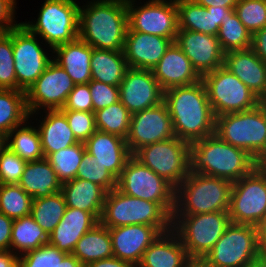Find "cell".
<instances>
[{"instance_id": "f5cc1de1", "label": "cell", "mask_w": 266, "mask_h": 267, "mask_svg": "<svg viewBox=\"0 0 266 267\" xmlns=\"http://www.w3.org/2000/svg\"><path fill=\"white\" fill-rule=\"evenodd\" d=\"M250 49L266 63V26L252 35Z\"/></svg>"}, {"instance_id": "ba28073f", "label": "cell", "mask_w": 266, "mask_h": 267, "mask_svg": "<svg viewBox=\"0 0 266 267\" xmlns=\"http://www.w3.org/2000/svg\"><path fill=\"white\" fill-rule=\"evenodd\" d=\"M201 80L215 117L249 110L261 103V99L224 66L203 75Z\"/></svg>"}, {"instance_id": "9a60e30c", "label": "cell", "mask_w": 266, "mask_h": 267, "mask_svg": "<svg viewBox=\"0 0 266 267\" xmlns=\"http://www.w3.org/2000/svg\"><path fill=\"white\" fill-rule=\"evenodd\" d=\"M75 83L69 74L54 60L25 92L29 115L41 107L47 110L62 109Z\"/></svg>"}, {"instance_id": "816d5d0a", "label": "cell", "mask_w": 266, "mask_h": 267, "mask_svg": "<svg viewBox=\"0 0 266 267\" xmlns=\"http://www.w3.org/2000/svg\"><path fill=\"white\" fill-rule=\"evenodd\" d=\"M14 220L0 213V250H11V233Z\"/></svg>"}, {"instance_id": "e0dca14e", "label": "cell", "mask_w": 266, "mask_h": 267, "mask_svg": "<svg viewBox=\"0 0 266 267\" xmlns=\"http://www.w3.org/2000/svg\"><path fill=\"white\" fill-rule=\"evenodd\" d=\"M174 137L176 136L172 119L168 107L163 101L156 106L132 114L126 142L133 155L146 145Z\"/></svg>"}, {"instance_id": "6da1fadb", "label": "cell", "mask_w": 266, "mask_h": 267, "mask_svg": "<svg viewBox=\"0 0 266 267\" xmlns=\"http://www.w3.org/2000/svg\"><path fill=\"white\" fill-rule=\"evenodd\" d=\"M163 101L177 138L190 144L215 133L216 117L202 80L165 90Z\"/></svg>"}, {"instance_id": "6f0895ef", "label": "cell", "mask_w": 266, "mask_h": 267, "mask_svg": "<svg viewBox=\"0 0 266 267\" xmlns=\"http://www.w3.org/2000/svg\"><path fill=\"white\" fill-rule=\"evenodd\" d=\"M258 248L261 254H266V216L256 226Z\"/></svg>"}, {"instance_id": "e7e4bbea", "label": "cell", "mask_w": 266, "mask_h": 267, "mask_svg": "<svg viewBox=\"0 0 266 267\" xmlns=\"http://www.w3.org/2000/svg\"><path fill=\"white\" fill-rule=\"evenodd\" d=\"M261 103L266 109V95L261 99Z\"/></svg>"}, {"instance_id": "6125c7cd", "label": "cell", "mask_w": 266, "mask_h": 267, "mask_svg": "<svg viewBox=\"0 0 266 267\" xmlns=\"http://www.w3.org/2000/svg\"><path fill=\"white\" fill-rule=\"evenodd\" d=\"M6 147V136L0 132V152Z\"/></svg>"}, {"instance_id": "1f68e13d", "label": "cell", "mask_w": 266, "mask_h": 267, "mask_svg": "<svg viewBox=\"0 0 266 267\" xmlns=\"http://www.w3.org/2000/svg\"><path fill=\"white\" fill-rule=\"evenodd\" d=\"M91 79L119 86L129 68L124 51L94 48L91 54Z\"/></svg>"}, {"instance_id": "277c9868", "label": "cell", "mask_w": 266, "mask_h": 267, "mask_svg": "<svg viewBox=\"0 0 266 267\" xmlns=\"http://www.w3.org/2000/svg\"><path fill=\"white\" fill-rule=\"evenodd\" d=\"M232 182L190 172L176 188L172 216L229 212Z\"/></svg>"}, {"instance_id": "83f0119b", "label": "cell", "mask_w": 266, "mask_h": 267, "mask_svg": "<svg viewBox=\"0 0 266 267\" xmlns=\"http://www.w3.org/2000/svg\"><path fill=\"white\" fill-rule=\"evenodd\" d=\"M93 49L78 37L55 47L53 50L58 57L54 61L69 74L75 84H87L92 80L90 62Z\"/></svg>"}, {"instance_id": "cb8c5ba5", "label": "cell", "mask_w": 266, "mask_h": 267, "mask_svg": "<svg viewBox=\"0 0 266 267\" xmlns=\"http://www.w3.org/2000/svg\"><path fill=\"white\" fill-rule=\"evenodd\" d=\"M86 151L117 179L127 160L132 156L126 139L96 130L85 142Z\"/></svg>"}, {"instance_id": "4fadbf2b", "label": "cell", "mask_w": 266, "mask_h": 267, "mask_svg": "<svg viewBox=\"0 0 266 267\" xmlns=\"http://www.w3.org/2000/svg\"><path fill=\"white\" fill-rule=\"evenodd\" d=\"M259 254L256 226L230 223L204 259L211 267H247Z\"/></svg>"}, {"instance_id": "7bdbcfd3", "label": "cell", "mask_w": 266, "mask_h": 267, "mask_svg": "<svg viewBox=\"0 0 266 267\" xmlns=\"http://www.w3.org/2000/svg\"><path fill=\"white\" fill-rule=\"evenodd\" d=\"M0 89L17 90L13 57V28L0 33Z\"/></svg>"}, {"instance_id": "2e32d148", "label": "cell", "mask_w": 266, "mask_h": 267, "mask_svg": "<svg viewBox=\"0 0 266 267\" xmlns=\"http://www.w3.org/2000/svg\"><path fill=\"white\" fill-rule=\"evenodd\" d=\"M35 38V35L22 23H18L13 28V57L17 90L24 92L29 89L52 61Z\"/></svg>"}, {"instance_id": "7c38bea8", "label": "cell", "mask_w": 266, "mask_h": 267, "mask_svg": "<svg viewBox=\"0 0 266 267\" xmlns=\"http://www.w3.org/2000/svg\"><path fill=\"white\" fill-rule=\"evenodd\" d=\"M229 216L231 223L251 226L266 216V169L257 165L232 183Z\"/></svg>"}, {"instance_id": "7dc6e473", "label": "cell", "mask_w": 266, "mask_h": 267, "mask_svg": "<svg viewBox=\"0 0 266 267\" xmlns=\"http://www.w3.org/2000/svg\"><path fill=\"white\" fill-rule=\"evenodd\" d=\"M26 161L5 147L0 152V184H18Z\"/></svg>"}, {"instance_id": "52a82bcc", "label": "cell", "mask_w": 266, "mask_h": 267, "mask_svg": "<svg viewBox=\"0 0 266 267\" xmlns=\"http://www.w3.org/2000/svg\"><path fill=\"white\" fill-rule=\"evenodd\" d=\"M230 223L229 212L225 211L172 216V230L180 238L188 257L204 258Z\"/></svg>"}, {"instance_id": "3957f363", "label": "cell", "mask_w": 266, "mask_h": 267, "mask_svg": "<svg viewBox=\"0 0 266 267\" xmlns=\"http://www.w3.org/2000/svg\"><path fill=\"white\" fill-rule=\"evenodd\" d=\"M79 38L93 48L123 51L128 30L126 0H97L79 8Z\"/></svg>"}, {"instance_id": "9c48e42d", "label": "cell", "mask_w": 266, "mask_h": 267, "mask_svg": "<svg viewBox=\"0 0 266 267\" xmlns=\"http://www.w3.org/2000/svg\"><path fill=\"white\" fill-rule=\"evenodd\" d=\"M117 188L126 195L158 203L172 217L176 188L133 156L117 179Z\"/></svg>"}, {"instance_id": "8d00e7d4", "label": "cell", "mask_w": 266, "mask_h": 267, "mask_svg": "<svg viewBox=\"0 0 266 267\" xmlns=\"http://www.w3.org/2000/svg\"><path fill=\"white\" fill-rule=\"evenodd\" d=\"M19 127L20 126L15 127L6 136V147L26 162L43 159L44 154L38 129L29 126H23L18 129ZM10 138H12V140ZM9 140H11V142Z\"/></svg>"}, {"instance_id": "11a10c76", "label": "cell", "mask_w": 266, "mask_h": 267, "mask_svg": "<svg viewBox=\"0 0 266 267\" xmlns=\"http://www.w3.org/2000/svg\"><path fill=\"white\" fill-rule=\"evenodd\" d=\"M12 250H0V267H18L19 256L18 253Z\"/></svg>"}, {"instance_id": "7a4b0ae2", "label": "cell", "mask_w": 266, "mask_h": 267, "mask_svg": "<svg viewBox=\"0 0 266 267\" xmlns=\"http://www.w3.org/2000/svg\"><path fill=\"white\" fill-rule=\"evenodd\" d=\"M190 172L223 178L232 183L257 165L244 149L230 145L215 133L189 144Z\"/></svg>"}, {"instance_id": "9f6ffc18", "label": "cell", "mask_w": 266, "mask_h": 267, "mask_svg": "<svg viewBox=\"0 0 266 267\" xmlns=\"http://www.w3.org/2000/svg\"><path fill=\"white\" fill-rule=\"evenodd\" d=\"M195 3L202 5L203 7H227L235 9L238 0H193Z\"/></svg>"}, {"instance_id": "d4e9b609", "label": "cell", "mask_w": 266, "mask_h": 267, "mask_svg": "<svg viewBox=\"0 0 266 267\" xmlns=\"http://www.w3.org/2000/svg\"><path fill=\"white\" fill-rule=\"evenodd\" d=\"M223 66L260 99L266 95V63L251 49L225 53Z\"/></svg>"}, {"instance_id": "44dd1931", "label": "cell", "mask_w": 266, "mask_h": 267, "mask_svg": "<svg viewBox=\"0 0 266 267\" xmlns=\"http://www.w3.org/2000/svg\"><path fill=\"white\" fill-rule=\"evenodd\" d=\"M173 41L162 36L127 30L124 55L130 68L152 70Z\"/></svg>"}, {"instance_id": "db71d44e", "label": "cell", "mask_w": 266, "mask_h": 267, "mask_svg": "<svg viewBox=\"0 0 266 267\" xmlns=\"http://www.w3.org/2000/svg\"><path fill=\"white\" fill-rule=\"evenodd\" d=\"M85 267H136L133 264L123 261L116 257H110L106 259H101L92 263H89Z\"/></svg>"}, {"instance_id": "be15d7a7", "label": "cell", "mask_w": 266, "mask_h": 267, "mask_svg": "<svg viewBox=\"0 0 266 267\" xmlns=\"http://www.w3.org/2000/svg\"><path fill=\"white\" fill-rule=\"evenodd\" d=\"M258 166L262 169H266V153L262 156V158L258 161Z\"/></svg>"}, {"instance_id": "ab89813d", "label": "cell", "mask_w": 266, "mask_h": 267, "mask_svg": "<svg viewBox=\"0 0 266 267\" xmlns=\"http://www.w3.org/2000/svg\"><path fill=\"white\" fill-rule=\"evenodd\" d=\"M85 151L84 142H79L46 157L62 184L76 178Z\"/></svg>"}, {"instance_id": "d590c367", "label": "cell", "mask_w": 266, "mask_h": 267, "mask_svg": "<svg viewBox=\"0 0 266 267\" xmlns=\"http://www.w3.org/2000/svg\"><path fill=\"white\" fill-rule=\"evenodd\" d=\"M49 242L48 234L29 215L14 219L11 233V248L22 254L38 249Z\"/></svg>"}, {"instance_id": "b9f144b4", "label": "cell", "mask_w": 266, "mask_h": 267, "mask_svg": "<svg viewBox=\"0 0 266 267\" xmlns=\"http://www.w3.org/2000/svg\"><path fill=\"white\" fill-rule=\"evenodd\" d=\"M76 178L94 182L103 187L107 192L117 187V178L100 162L95 161L94 157L87 151L83 154Z\"/></svg>"}, {"instance_id": "f907efd6", "label": "cell", "mask_w": 266, "mask_h": 267, "mask_svg": "<svg viewBox=\"0 0 266 267\" xmlns=\"http://www.w3.org/2000/svg\"><path fill=\"white\" fill-rule=\"evenodd\" d=\"M15 0H0V33H5L18 24L14 22Z\"/></svg>"}, {"instance_id": "f35d334b", "label": "cell", "mask_w": 266, "mask_h": 267, "mask_svg": "<svg viewBox=\"0 0 266 267\" xmlns=\"http://www.w3.org/2000/svg\"><path fill=\"white\" fill-rule=\"evenodd\" d=\"M217 38L224 53L251 48L252 34L239 20L235 11L224 17Z\"/></svg>"}, {"instance_id": "c3c4849f", "label": "cell", "mask_w": 266, "mask_h": 267, "mask_svg": "<svg viewBox=\"0 0 266 267\" xmlns=\"http://www.w3.org/2000/svg\"><path fill=\"white\" fill-rule=\"evenodd\" d=\"M93 112L103 109L119 101V87L100 81L89 82Z\"/></svg>"}, {"instance_id": "60d3db41", "label": "cell", "mask_w": 266, "mask_h": 267, "mask_svg": "<svg viewBox=\"0 0 266 267\" xmlns=\"http://www.w3.org/2000/svg\"><path fill=\"white\" fill-rule=\"evenodd\" d=\"M33 198L18 184H0V213L14 219L29 216Z\"/></svg>"}, {"instance_id": "f1b7e54d", "label": "cell", "mask_w": 266, "mask_h": 267, "mask_svg": "<svg viewBox=\"0 0 266 267\" xmlns=\"http://www.w3.org/2000/svg\"><path fill=\"white\" fill-rule=\"evenodd\" d=\"M61 192L66 207L92 213L100 221L107 194L103 187L94 182L75 178L63 183Z\"/></svg>"}, {"instance_id": "4316f807", "label": "cell", "mask_w": 266, "mask_h": 267, "mask_svg": "<svg viewBox=\"0 0 266 267\" xmlns=\"http://www.w3.org/2000/svg\"><path fill=\"white\" fill-rule=\"evenodd\" d=\"M188 258L180 238L171 229L160 234L145 250L137 267H183Z\"/></svg>"}, {"instance_id": "836d02e7", "label": "cell", "mask_w": 266, "mask_h": 267, "mask_svg": "<svg viewBox=\"0 0 266 267\" xmlns=\"http://www.w3.org/2000/svg\"><path fill=\"white\" fill-rule=\"evenodd\" d=\"M29 118L25 92L0 89V132L7 136Z\"/></svg>"}, {"instance_id": "ee69618b", "label": "cell", "mask_w": 266, "mask_h": 267, "mask_svg": "<svg viewBox=\"0 0 266 267\" xmlns=\"http://www.w3.org/2000/svg\"><path fill=\"white\" fill-rule=\"evenodd\" d=\"M235 12L252 35L266 26V0H238Z\"/></svg>"}, {"instance_id": "5bb4252c", "label": "cell", "mask_w": 266, "mask_h": 267, "mask_svg": "<svg viewBox=\"0 0 266 267\" xmlns=\"http://www.w3.org/2000/svg\"><path fill=\"white\" fill-rule=\"evenodd\" d=\"M133 2L134 0H126L128 27L132 31L162 36L175 41L178 33V10L175 0L170 2L151 0L139 8H134Z\"/></svg>"}, {"instance_id": "484cf974", "label": "cell", "mask_w": 266, "mask_h": 267, "mask_svg": "<svg viewBox=\"0 0 266 267\" xmlns=\"http://www.w3.org/2000/svg\"><path fill=\"white\" fill-rule=\"evenodd\" d=\"M100 221L89 212L68 208L59 224L49 235V244L60 251L72 254L77 241Z\"/></svg>"}, {"instance_id": "91938a15", "label": "cell", "mask_w": 266, "mask_h": 267, "mask_svg": "<svg viewBox=\"0 0 266 267\" xmlns=\"http://www.w3.org/2000/svg\"><path fill=\"white\" fill-rule=\"evenodd\" d=\"M183 267H211L204 258L189 257Z\"/></svg>"}, {"instance_id": "f546056e", "label": "cell", "mask_w": 266, "mask_h": 267, "mask_svg": "<svg viewBox=\"0 0 266 267\" xmlns=\"http://www.w3.org/2000/svg\"><path fill=\"white\" fill-rule=\"evenodd\" d=\"M18 185L28 193L33 200L51 196L61 191L62 183L46 158L26 162Z\"/></svg>"}, {"instance_id": "4dcf8cb0", "label": "cell", "mask_w": 266, "mask_h": 267, "mask_svg": "<svg viewBox=\"0 0 266 267\" xmlns=\"http://www.w3.org/2000/svg\"><path fill=\"white\" fill-rule=\"evenodd\" d=\"M48 114L38 129L44 158L79 141L69 127L65 114L60 110H47Z\"/></svg>"}, {"instance_id": "ffe728a7", "label": "cell", "mask_w": 266, "mask_h": 267, "mask_svg": "<svg viewBox=\"0 0 266 267\" xmlns=\"http://www.w3.org/2000/svg\"><path fill=\"white\" fill-rule=\"evenodd\" d=\"M113 256L138 266L145 250L161 234L154 226L133 224L109 228Z\"/></svg>"}, {"instance_id": "94428289", "label": "cell", "mask_w": 266, "mask_h": 267, "mask_svg": "<svg viewBox=\"0 0 266 267\" xmlns=\"http://www.w3.org/2000/svg\"><path fill=\"white\" fill-rule=\"evenodd\" d=\"M247 267H266V254H259Z\"/></svg>"}, {"instance_id": "d6986e66", "label": "cell", "mask_w": 266, "mask_h": 267, "mask_svg": "<svg viewBox=\"0 0 266 267\" xmlns=\"http://www.w3.org/2000/svg\"><path fill=\"white\" fill-rule=\"evenodd\" d=\"M174 42L201 77L223 66L225 53L217 36L178 29Z\"/></svg>"}, {"instance_id": "e575fe53", "label": "cell", "mask_w": 266, "mask_h": 267, "mask_svg": "<svg viewBox=\"0 0 266 267\" xmlns=\"http://www.w3.org/2000/svg\"><path fill=\"white\" fill-rule=\"evenodd\" d=\"M65 210L66 201L60 191L51 196L34 199L30 216L49 236L61 221Z\"/></svg>"}, {"instance_id": "f6af8a7d", "label": "cell", "mask_w": 266, "mask_h": 267, "mask_svg": "<svg viewBox=\"0 0 266 267\" xmlns=\"http://www.w3.org/2000/svg\"><path fill=\"white\" fill-rule=\"evenodd\" d=\"M67 255L47 243L38 249L21 254L18 267H59V262H62Z\"/></svg>"}, {"instance_id": "603a6c76", "label": "cell", "mask_w": 266, "mask_h": 267, "mask_svg": "<svg viewBox=\"0 0 266 267\" xmlns=\"http://www.w3.org/2000/svg\"><path fill=\"white\" fill-rule=\"evenodd\" d=\"M178 10V29L217 36L224 17L235 9L227 7H203L193 0H175Z\"/></svg>"}, {"instance_id": "680465c9", "label": "cell", "mask_w": 266, "mask_h": 267, "mask_svg": "<svg viewBox=\"0 0 266 267\" xmlns=\"http://www.w3.org/2000/svg\"><path fill=\"white\" fill-rule=\"evenodd\" d=\"M59 267H85L73 254H68L62 262H59Z\"/></svg>"}, {"instance_id": "7402d4cb", "label": "cell", "mask_w": 266, "mask_h": 267, "mask_svg": "<svg viewBox=\"0 0 266 267\" xmlns=\"http://www.w3.org/2000/svg\"><path fill=\"white\" fill-rule=\"evenodd\" d=\"M151 71L164 91L175 86H188L202 79L175 42Z\"/></svg>"}, {"instance_id": "8fae6325", "label": "cell", "mask_w": 266, "mask_h": 267, "mask_svg": "<svg viewBox=\"0 0 266 267\" xmlns=\"http://www.w3.org/2000/svg\"><path fill=\"white\" fill-rule=\"evenodd\" d=\"M132 156L175 188L190 173L189 143L177 137L146 145Z\"/></svg>"}, {"instance_id": "ac0fdd59", "label": "cell", "mask_w": 266, "mask_h": 267, "mask_svg": "<svg viewBox=\"0 0 266 267\" xmlns=\"http://www.w3.org/2000/svg\"><path fill=\"white\" fill-rule=\"evenodd\" d=\"M119 87V101L131 114L163 102L164 90L151 70L128 68Z\"/></svg>"}, {"instance_id": "8992f818", "label": "cell", "mask_w": 266, "mask_h": 267, "mask_svg": "<svg viewBox=\"0 0 266 267\" xmlns=\"http://www.w3.org/2000/svg\"><path fill=\"white\" fill-rule=\"evenodd\" d=\"M215 134L259 161L266 153V109L258 106L216 117Z\"/></svg>"}, {"instance_id": "d6a6232c", "label": "cell", "mask_w": 266, "mask_h": 267, "mask_svg": "<svg viewBox=\"0 0 266 267\" xmlns=\"http://www.w3.org/2000/svg\"><path fill=\"white\" fill-rule=\"evenodd\" d=\"M84 266L113 257L109 228L101 222L87 231L78 241L72 253Z\"/></svg>"}, {"instance_id": "5b68a950", "label": "cell", "mask_w": 266, "mask_h": 267, "mask_svg": "<svg viewBox=\"0 0 266 267\" xmlns=\"http://www.w3.org/2000/svg\"><path fill=\"white\" fill-rule=\"evenodd\" d=\"M100 222L107 228L149 225L161 234L172 228V217L158 203L126 195L117 187L106 194Z\"/></svg>"}, {"instance_id": "30bf717a", "label": "cell", "mask_w": 266, "mask_h": 267, "mask_svg": "<svg viewBox=\"0 0 266 267\" xmlns=\"http://www.w3.org/2000/svg\"><path fill=\"white\" fill-rule=\"evenodd\" d=\"M79 8L74 0H46L36 24H22L35 36L41 35L54 49L78 38Z\"/></svg>"}, {"instance_id": "74e56055", "label": "cell", "mask_w": 266, "mask_h": 267, "mask_svg": "<svg viewBox=\"0 0 266 267\" xmlns=\"http://www.w3.org/2000/svg\"><path fill=\"white\" fill-rule=\"evenodd\" d=\"M96 129L127 139L132 114L120 102L94 112Z\"/></svg>"}, {"instance_id": "681fc988", "label": "cell", "mask_w": 266, "mask_h": 267, "mask_svg": "<svg viewBox=\"0 0 266 267\" xmlns=\"http://www.w3.org/2000/svg\"><path fill=\"white\" fill-rule=\"evenodd\" d=\"M60 110H77L83 112H93V102L89 83L75 84L69 93L64 107Z\"/></svg>"}, {"instance_id": "bcb514c9", "label": "cell", "mask_w": 266, "mask_h": 267, "mask_svg": "<svg viewBox=\"0 0 266 267\" xmlns=\"http://www.w3.org/2000/svg\"><path fill=\"white\" fill-rule=\"evenodd\" d=\"M79 142H85L90 138L96 129L94 112H83L77 110H61Z\"/></svg>"}]
</instances>
